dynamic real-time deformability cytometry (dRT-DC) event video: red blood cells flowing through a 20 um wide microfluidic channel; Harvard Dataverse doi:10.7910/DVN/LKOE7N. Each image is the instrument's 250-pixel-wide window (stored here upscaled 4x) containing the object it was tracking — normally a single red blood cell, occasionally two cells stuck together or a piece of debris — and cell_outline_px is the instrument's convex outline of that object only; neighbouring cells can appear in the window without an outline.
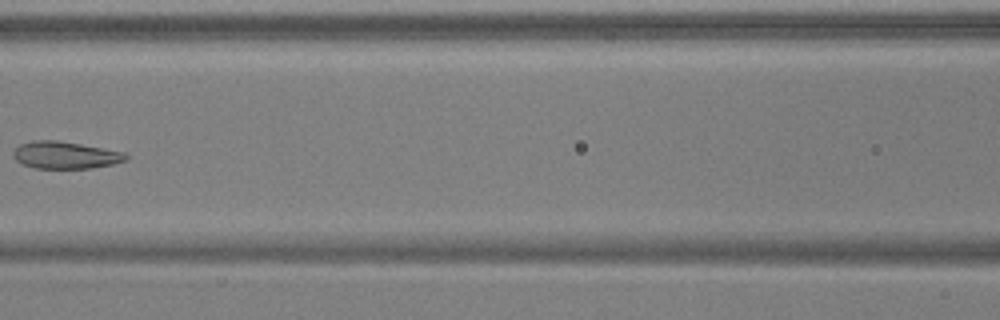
{"species": "common noctule bat (a hibernating species)", "species_latin": "Nyctalus noctula", "temperature_condition": "warm", "stored_images_in_passage": 7, "camera_frame_rate_fps": 3000, "um_per_image_px": 0.085, "animal": {"sex": "male", "body_mass_g": 17.9, "forearm_length_mm": 54.2}, "frame": {"image": 1, "passage_image": 6, "time_ms": 1.667, "image_size_px": [1000, 320], "cell_outline_px": [[128, 160], [112, 164], [92, 168], [32, 168], [20, 164], [12, 156], [12, 152], [20, 144], [32, 140], [56, 140], [80, 144], [124, 152], [128, 156]], "centroid_in_image_um": [5.51, 13.19], "position_along_channel_um": 161.1, "area_um2": 17.92}}
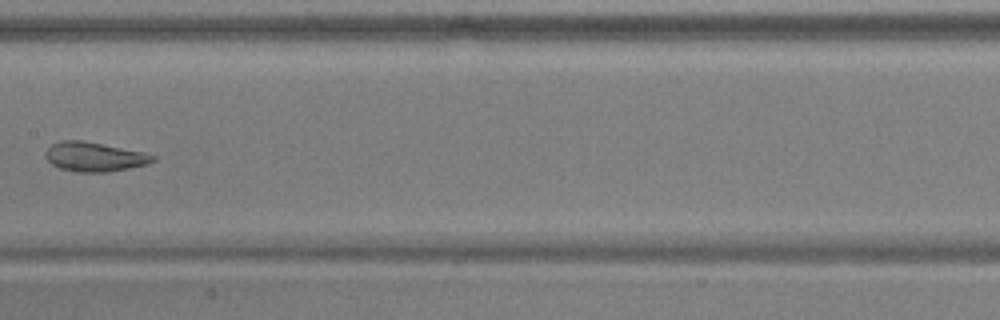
{"frame": {"image": 2, "passage_image": 7, "time_ms": 2.0, "image_size_px": [1000, 320], "cell_outline_px": [[156, 160], [148, 164], [108, 172], [76, 172], [60, 168], [52, 164], [44, 156], [44, 152], [52, 144], [64, 140], [84, 140], [144, 152], [156, 156]], "centroid_in_image_um": [8.03, 13.32], "position_along_channel_um": 199.4, "area_um2": 18.44}}